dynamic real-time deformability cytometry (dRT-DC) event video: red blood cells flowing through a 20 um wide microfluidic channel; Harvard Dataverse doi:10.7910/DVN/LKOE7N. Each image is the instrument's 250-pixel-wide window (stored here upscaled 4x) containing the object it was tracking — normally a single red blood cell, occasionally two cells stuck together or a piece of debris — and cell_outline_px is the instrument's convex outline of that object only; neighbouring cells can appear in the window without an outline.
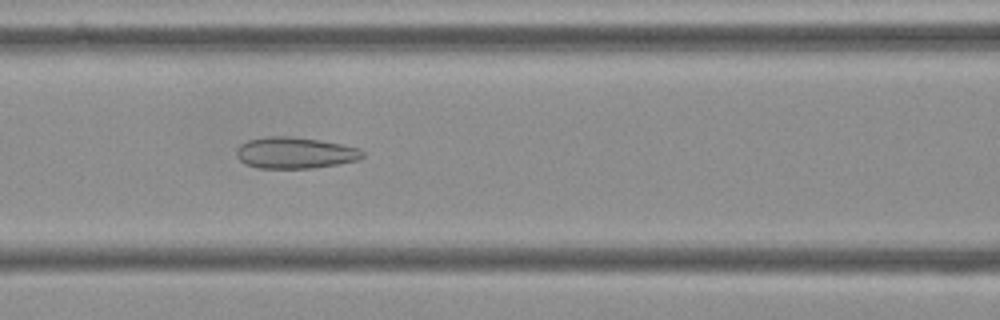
{"species": "Egyptian fruit bat (a non-hibernating species)", "species_latin": "Rousettus aegyptiacus", "temperature_condition": "cold", "stored_images_in_passage": 38, "camera_frame_rate_fps": 3000, "um_per_image_px": 0.085, "frame": {"image": 1, "passage_image": 8, "time_ms": 2.333, "image_size_px": [1000, 320], "cell_outline_px": [[364, 156], [360, 160], [312, 168], [256, 168], [244, 164], [236, 156], [236, 148], [240, 144], [248, 140], [268, 136], [288, 136], [320, 140], [360, 148], [364, 152]], "centroid_in_image_um": [25.06, 12.99], "position_along_channel_um": 141.5, "area_um2": 23.18}}
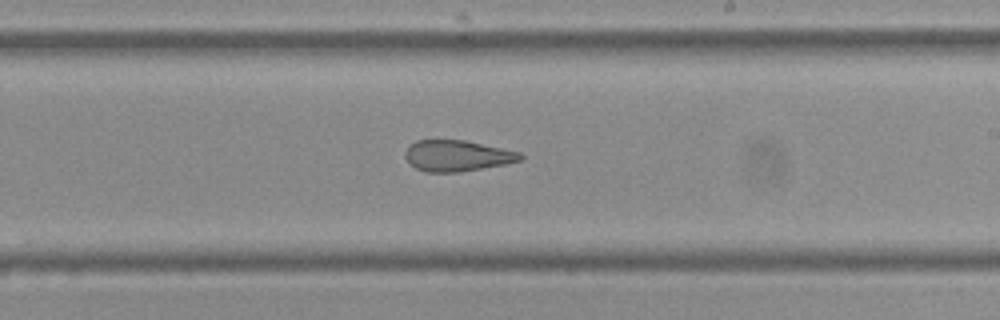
{"frame": {"image": 2, "passage_image": 17, "time_ms": 5.333, "image_size_px": [1000, 320], "cell_outline_px": [[524, 156], [520, 160], [504, 164], [460, 172], [424, 172], [416, 168], [404, 156], [404, 152], [408, 144], [416, 140], [464, 140], [520, 152]], "centroid_in_image_um": [38.81, 13.23], "position_along_channel_um": 250.2, "area_um2": 20.75}}
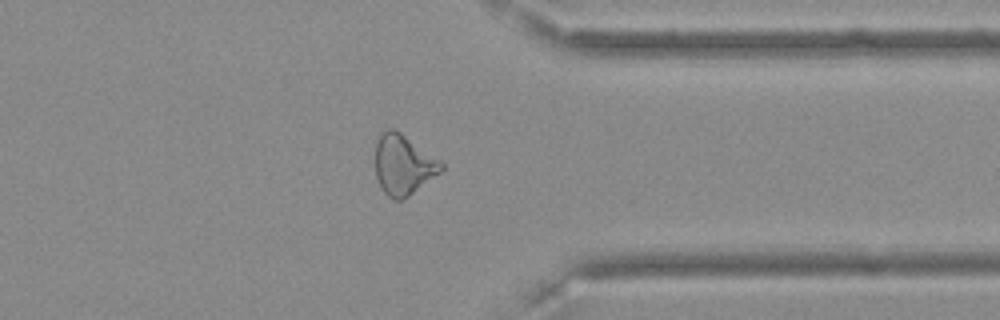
{"frame": {"image": 3, "passage_image": 28, "time_ms": 9.0, "image_size_px": [1000, 320], "cell_outline_px": [[444, 168], [440, 172], [408, 196], [400, 200], [396, 200], [388, 196], [384, 192], [376, 176], [376, 140], [388, 128], [392, 128], [400, 132], [440, 160], [444, 164]], "centroid_in_image_um": [34.28, 14.0], "position_along_channel_um": 377.1, "area_um2": 22.66}}